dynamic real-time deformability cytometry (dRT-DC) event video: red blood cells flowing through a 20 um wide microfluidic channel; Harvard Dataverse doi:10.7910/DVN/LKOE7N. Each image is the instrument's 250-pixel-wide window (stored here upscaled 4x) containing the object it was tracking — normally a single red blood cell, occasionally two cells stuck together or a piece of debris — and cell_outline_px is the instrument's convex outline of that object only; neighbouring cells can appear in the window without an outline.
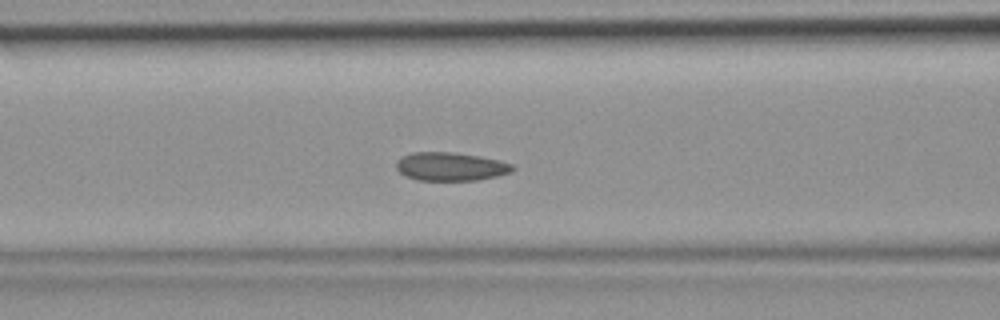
{"species": "common noctule bat (a hibernating species)", "species_latin": "Nyctalus noctula", "temperature_condition": "room temperature", "stored_images_in_passage": 48, "segment_of_instrument_passage": [1, 2], "camera_frame_rate_fps": 3000, "um_per_image_px": 0.085, "animal": {"sex": "female", "body_mass_g": 19.9}, "frame": {"image": 1, "passage_image": 20, "time_ms": 6.333, "image_size_px": [1000, 320], "cell_outline_px": [[516, 168], [508, 172], [496, 176], [476, 180], [416, 180], [404, 176], [396, 168], [396, 164], [404, 156], [412, 152], [452, 152], [480, 156], [512, 164]], "centroid_in_image_um": [38.28, 14.16], "position_along_channel_um": 128.3, "area_um2": 19.02}}
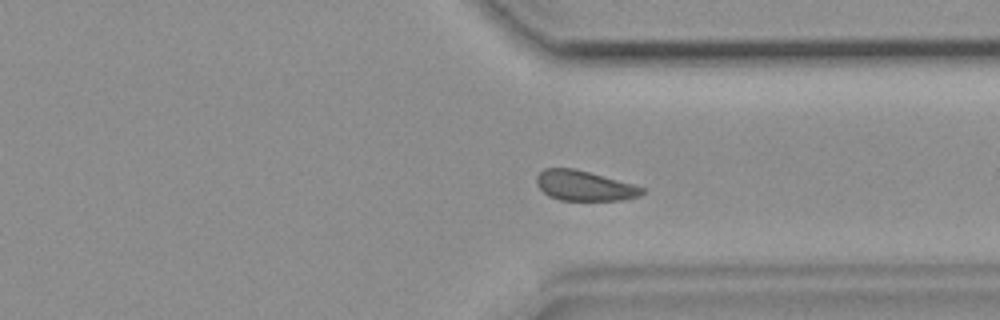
{"frame": {"image": 2, "passage_image": 36, "time_ms": 11.667, "image_size_px": [1000, 320], "cell_outline_px": [[644, 192], [640, 196], [620, 200], [560, 200], [548, 196], [536, 184], [536, 176], [544, 168], [572, 168], [588, 172], [632, 184], [644, 188]], "centroid_in_image_um": [49.63, 15.79], "position_along_channel_um": 361.8, "area_um2": 18.26}}
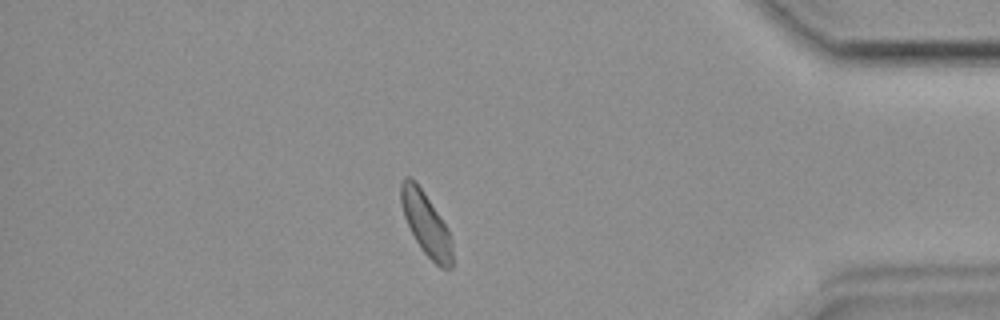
{"frame": {"image": 3, "passage_image": 41, "time_ms": 13.333, "image_size_px": [1000, 320], "cell_outline_px": [[452, 268], [444, 268], [436, 264], [420, 248], [404, 216], [400, 200], [400, 184], [404, 176], [408, 176], [416, 180], [448, 228], [452, 240]], "centroid_in_image_um": [36.2, 18.98], "position_along_channel_um": 399.0, "area_um2": 18.79}}